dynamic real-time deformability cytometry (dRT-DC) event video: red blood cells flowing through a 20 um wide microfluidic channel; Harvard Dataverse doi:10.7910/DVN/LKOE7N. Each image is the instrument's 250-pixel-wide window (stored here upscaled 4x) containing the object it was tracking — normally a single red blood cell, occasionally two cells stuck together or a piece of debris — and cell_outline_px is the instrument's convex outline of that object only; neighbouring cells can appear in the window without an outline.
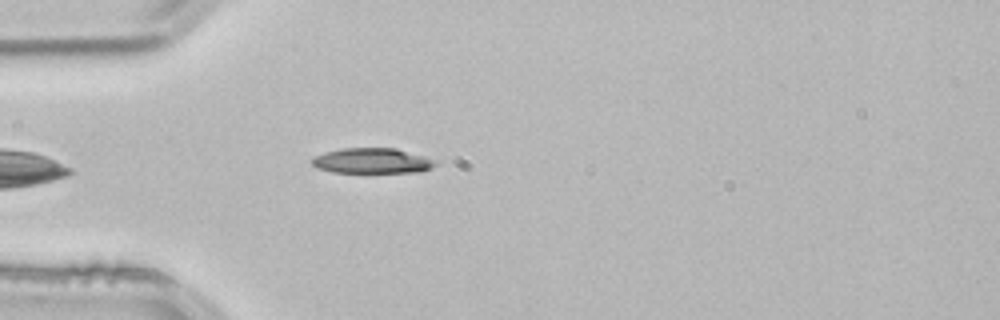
{"species": "common noctule bat (a hibernating species)", "species_latin": "Nyctalus noctula", "temperature_condition": "room temperature", "stored_images_in_passage": 8, "camera_frame_rate_fps": 3000, "um_per_image_px": 0.085, "animal": {"sex": "male", "body_mass_g": 21.5, "forearm_length_mm": 52.0}, "frame": {"image": 1, "passage_image": 1, "time_ms": 0.0, "image_size_px": [1000, 320], "cell_outline_px": [[436, 164], [432, 168], [416, 172], [332, 172], [316, 168], [312, 164], [312, 160], [316, 156], [324, 152], [344, 148], [396, 148], [424, 156], [436, 160]], "centroid_in_image_um": [31.63, 13.66], "position_along_channel_um": 53.4, "area_um2": 18.09}}